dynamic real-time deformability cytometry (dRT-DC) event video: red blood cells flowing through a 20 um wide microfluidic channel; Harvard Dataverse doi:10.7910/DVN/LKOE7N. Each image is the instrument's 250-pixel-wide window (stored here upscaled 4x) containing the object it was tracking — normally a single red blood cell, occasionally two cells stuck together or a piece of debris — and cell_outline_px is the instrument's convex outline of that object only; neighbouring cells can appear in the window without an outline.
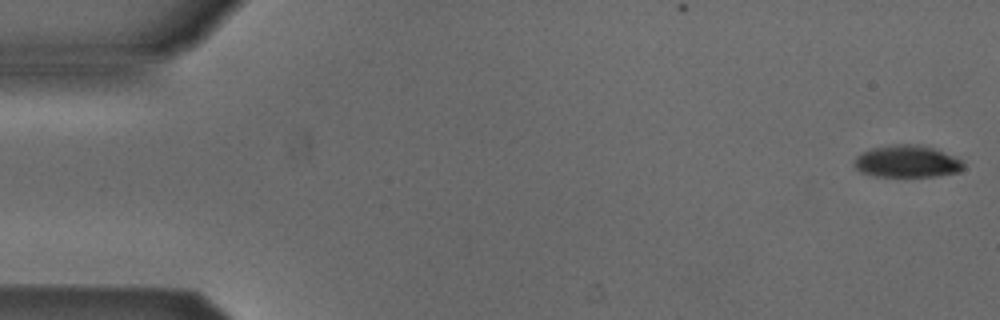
{"species": "Egyptian fruit bat (a non-hibernating species)", "species_latin": "Rousettus aegyptiacus", "temperature_condition": "cold", "stored_images_in_passage": 53, "camera_frame_rate_fps": 3000, "um_per_image_px": 0.085, "animal": {"sex": "male"}, "frame": {"image": 1, "passage_image": 1, "time_ms": 0.0, "image_size_px": [1000, 320], "cell_outline_px": [[964, 168], [960, 172], [936, 176], [872, 176], [860, 172], [852, 164], [856, 156], [860, 152], [872, 148], [892, 144], [920, 144], [936, 148], [956, 156], [964, 160]], "centroid_in_image_um": [77.12, 13.71], "position_along_channel_um": 7.9, "area_um2": 20.98}}
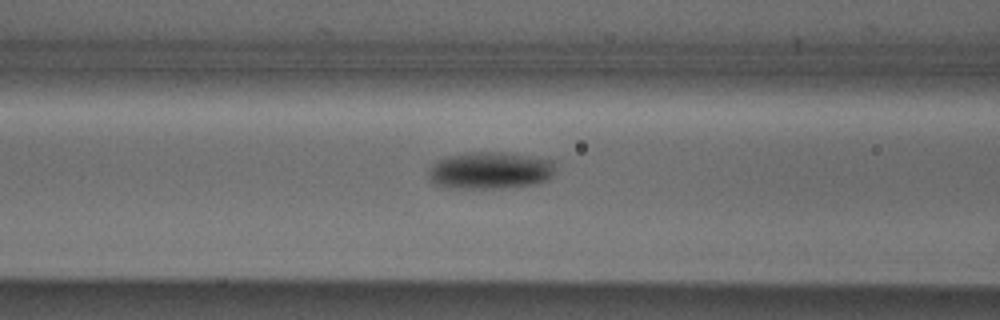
{"frame": {"image": 2, "passage_image": 21, "time_ms": 6.667, "image_size_px": [1000, 320], "cell_outline_px": [[556, 168], [552, 176], [548, 180], [536, 184], [508, 188], [444, 188], [432, 184], [428, 176], [428, 168], [436, 160], [444, 156], [464, 152], [504, 152], [532, 156], [556, 160]], "centroid_in_image_um": [41.65, 14.48], "position_along_channel_um": 125.0, "area_um2": 28.44}}
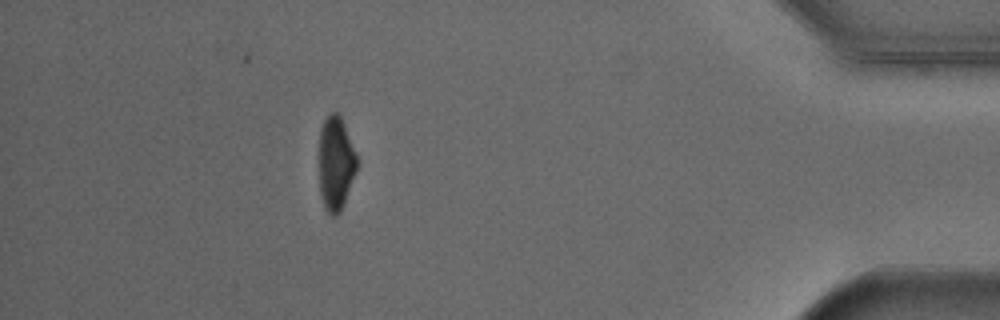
{"frame": {"image": 3, "passage_image": 47, "time_ms": 15.333, "image_size_px": [1000, 320], "cell_outline_px": [[356, 172], [344, 204], [340, 212], [336, 216], [332, 216], [324, 208], [320, 192], [320, 128], [324, 120], [332, 112], [336, 112], [340, 116], [344, 124], [356, 156]], "centroid_in_image_um": [28.53, 13.92], "position_along_channel_um": 406.7, "area_um2": 20.35}, "authors_computed_cell_mechanics": {"area_um2": 23.0622, "velocity_mm_per_s": 3.881, "shape_relaxation_time_tau1_ms": 2.6912, "shape_relaxation_time_tau2_ms": null, "deformation_change_tau1": 0.1082, "deformation_change_tau2": null}}